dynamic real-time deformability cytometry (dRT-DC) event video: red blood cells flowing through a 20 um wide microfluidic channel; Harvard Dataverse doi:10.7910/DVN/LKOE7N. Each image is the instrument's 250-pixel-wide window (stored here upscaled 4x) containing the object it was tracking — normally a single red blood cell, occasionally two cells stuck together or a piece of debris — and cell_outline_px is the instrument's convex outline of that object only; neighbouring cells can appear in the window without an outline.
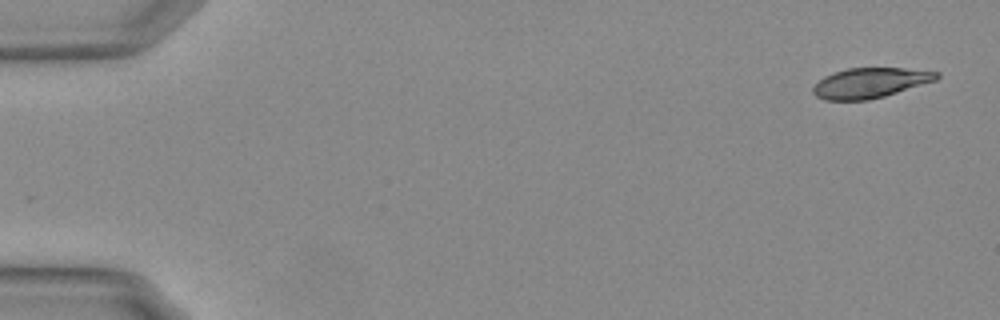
{"species": "Egyptian fruit bat (a non-hibernating species)", "species_latin": "Rousettus aegyptiacus", "temperature_condition": "warm", "stored_images_in_passage": 54, "camera_frame_rate_fps": 3000, "um_per_image_px": 0.085, "animal": {"sex": "female"}, "frame": {"image": 1, "passage_image": 1, "time_ms": 0.0, "image_size_px": [1000, 320], "cell_outline_px": [[940, 76], [936, 80], [884, 96], [868, 100], [824, 100], [816, 96], [812, 92], [812, 88], [824, 76], [832, 72], [848, 68], [904, 68], [940, 72]], "centroid_in_image_um": [73.94, 7.04], "position_along_channel_um": 11.1, "area_um2": 21.62}}
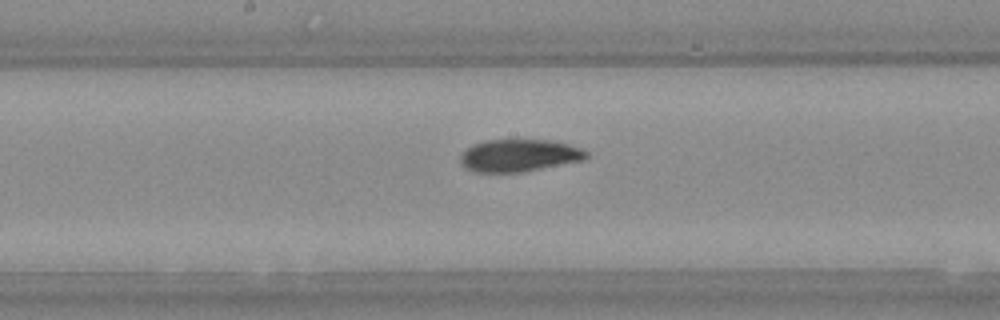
{"frame": {"image": 2, "passage_image": 28, "time_ms": 9.0, "image_size_px": [1000, 320], "cell_outline_px": [[588, 156], [584, 160], [520, 172], [476, 172], [464, 168], [460, 164], [460, 156], [472, 144], [484, 140], [552, 140], [568, 144], [580, 148], [588, 152]], "centroid_in_image_um": [44.1, 13.21], "position_along_channel_um": 204.1, "area_um2": 23.7}}
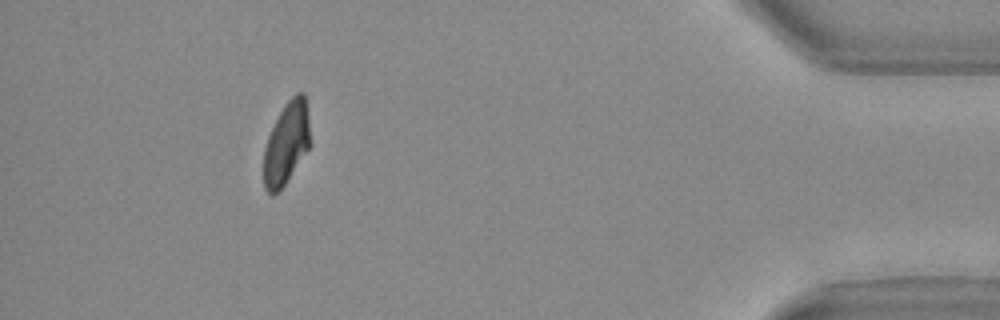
{"frame": {"image": 3, "passage_image": 49, "time_ms": 16.0, "image_size_px": [1000, 320], "cell_outline_px": [[312, 144], [284, 184], [276, 192], [268, 192], [264, 188], [264, 148], [268, 136], [284, 104], [296, 92], [304, 92], [308, 116]], "centroid_in_image_um": [24.37, 12.13], "position_along_channel_um": 410.8, "area_um2": 22.08}, "authors_computed_cell_mechanics": {"area_um2": 23.698, "velocity_mm_per_s": 3.7386, "shape_relaxation_time_tau1_ms": 6.1206, "shape_relaxation_time_tau2_ms": 1.8156, "deformation_change_tau1": 0.2036, "deformation_change_tau2": 0.068}}